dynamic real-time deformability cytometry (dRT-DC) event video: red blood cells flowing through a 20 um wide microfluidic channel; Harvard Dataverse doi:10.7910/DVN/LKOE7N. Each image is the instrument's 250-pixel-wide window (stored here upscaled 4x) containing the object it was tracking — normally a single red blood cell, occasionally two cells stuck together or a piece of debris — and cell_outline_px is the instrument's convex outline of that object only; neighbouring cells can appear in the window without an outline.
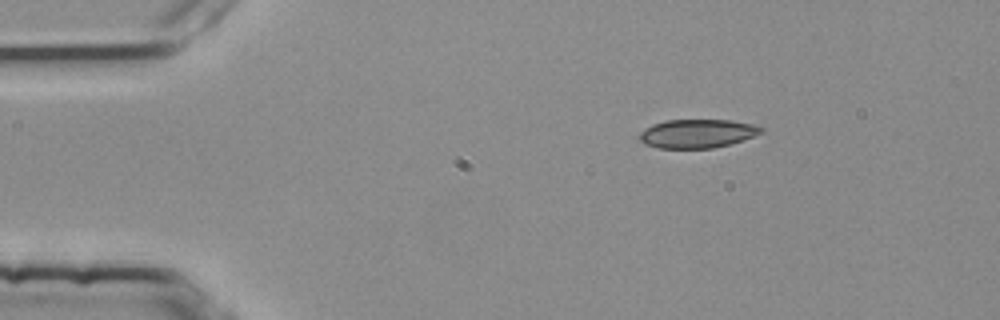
{"species": "common noctule bat (a hibernating species)", "species_latin": "Nyctalus noctula", "temperature_condition": "room temperature", "stored_images_in_passage": 2, "camera_frame_rate_fps": 3000, "um_per_image_px": 0.085, "animal": {"sex": "female", "body_mass_g": 25.1}, "frame": {"image": 1, "passage_image": 1, "time_ms": 0.0, "image_size_px": [1000, 320], "cell_outline_px": [[764, 132], [744, 140], [732, 144], [712, 148], [656, 148], [644, 144], [640, 140], [640, 132], [644, 128], [652, 124], [664, 120], [732, 120], [752, 124], [764, 128]], "centroid_in_image_um": [59.27, 11.35], "position_along_channel_um": 25.7, "area_um2": 20.58}}